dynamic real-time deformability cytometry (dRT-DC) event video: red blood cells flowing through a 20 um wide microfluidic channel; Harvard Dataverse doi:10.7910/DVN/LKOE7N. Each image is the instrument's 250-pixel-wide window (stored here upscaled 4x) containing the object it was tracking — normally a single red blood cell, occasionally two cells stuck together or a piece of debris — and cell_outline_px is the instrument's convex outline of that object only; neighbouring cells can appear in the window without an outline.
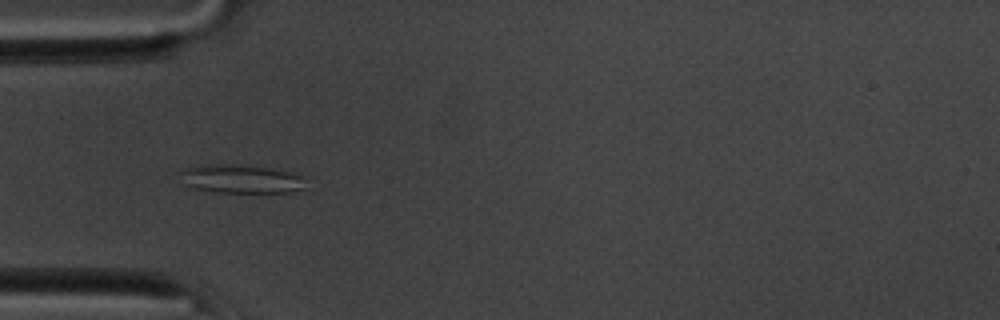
{"species": "common noctule bat (a hibernating species)", "species_latin": "Nyctalus noctula", "temperature_condition": "room temperature", "stored_images_in_passage": 53, "camera_frame_rate_fps": 3000, "um_per_image_px": 0.085, "animal": {"sex": "male", "body_mass_g": 20.1, "forearm_length_mm": 53.5}, "frame": {"image": 1, "passage_image": 16, "time_ms": 5.0, "image_size_px": [1000, 320], "cell_outline_px": [[304, 188], [292, 192], [216, 192], [196, 188], [180, 184], [176, 172], [180, 168], [200, 164], [240, 164], [272, 168], [304, 176]], "centroid_in_image_um": [20.34, 15.18], "position_along_channel_um": 64.7, "area_um2": 21.56}}
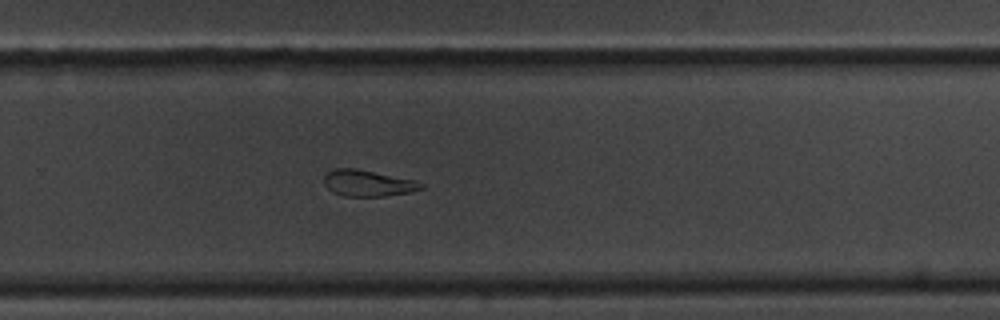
{"frame": {"image": 2, "passage_image": 35, "time_ms": 11.333, "image_size_px": [1000, 320], "cell_outline_px": [[424, 188], [412, 192], [384, 196], [344, 196], [332, 192], [324, 184], [324, 176], [328, 172], [336, 168], [356, 168], [416, 180], [424, 184]], "centroid_in_image_um": [31.29, 15.57], "position_along_channel_um": 298.5, "area_um2": 14.97}}
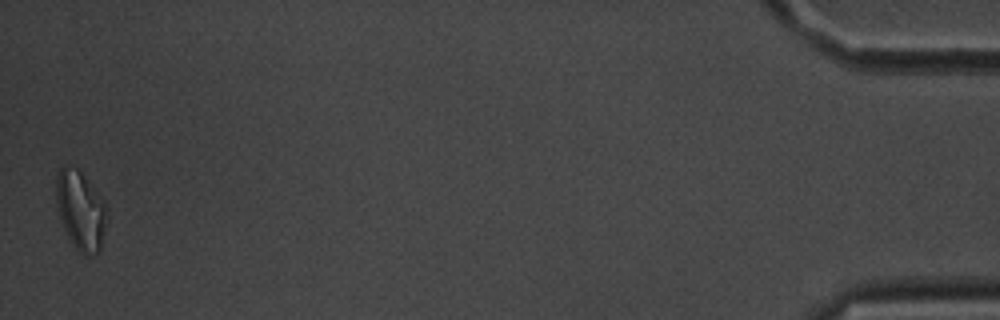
{"frame": {"image": 3, "passage_image": 53, "time_ms": 17.333, "image_size_px": [1000, 320], "cell_outline_px": [[108, 216], [100, 252], [88, 256], [84, 256], [72, 244], [60, 220], [56, 200], [56, 176], [60, 168], [64, 164], [72, 164], [80, 172], [104, 200], [108, 208]], "centroid_in_image_um": [6.87, 17.89], "position_along_channel_um": 428.3, "area_um2": 23.7}, "authors_computed_cell_mechanics": {"area_um2": 17.6868, "velocity_mm_per_s": 3.6997, "shape_relaxation_time_tau1_ms": null, "shape_relaxation_time_tau2_ms": 9.4142, "deformation_change_tau1": null, "deformation_change_tau2": 0.2018}}